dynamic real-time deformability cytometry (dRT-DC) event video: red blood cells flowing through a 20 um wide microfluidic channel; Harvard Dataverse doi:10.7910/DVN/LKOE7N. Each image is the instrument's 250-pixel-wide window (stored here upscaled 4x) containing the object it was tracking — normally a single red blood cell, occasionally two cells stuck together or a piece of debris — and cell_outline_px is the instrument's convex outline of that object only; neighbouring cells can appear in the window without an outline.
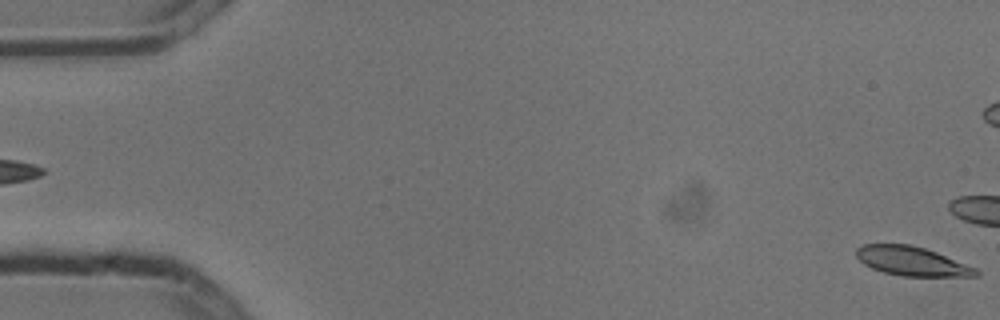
{"species": "common noctule bat (a hibernating species)", "species_latin": "Nyctalus noctula", "temperature_condition": "cold", "stored_images_in_passage": 4, "segment_of_instrument_passage": [2, 2], "camera_frame_rate_fps": 3000, "um_per_image_px": 0.085, "animal": {"sex": "male", "body_mass_g": 13.3}, "frame": {"image": 1, "passage_image": 4, "time_ms": 1.0, "image_size_px": [1000, 320], "cell_outline_px": [[980, 276], [900, 276], [884, 272], [872, 268], [864, 264], [856, 256], [856, 248], [864, 244], [912, 244], [936, 252], [976, 268], [980, 272]], "centroid_in_image_um": [77.5, 22.2], "position_along_channel_um": 7.5, "area_um2": 20.23}}